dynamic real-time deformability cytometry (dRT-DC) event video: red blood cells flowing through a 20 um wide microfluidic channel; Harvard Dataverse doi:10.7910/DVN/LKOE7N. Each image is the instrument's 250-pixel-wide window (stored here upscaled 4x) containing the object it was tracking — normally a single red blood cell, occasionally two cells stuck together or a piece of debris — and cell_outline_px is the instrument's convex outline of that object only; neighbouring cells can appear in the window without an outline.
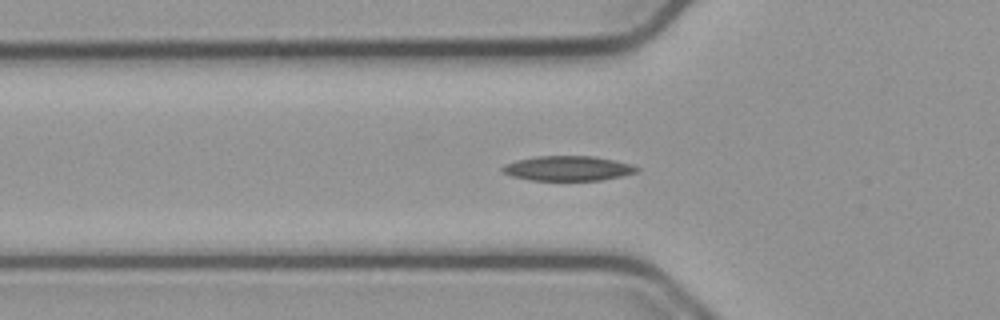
{"species": "common noctule bat (a hibernating species)", "species_latin": "Nyctalus noctula", "temperature_condition": "cold", "stored_images_in_passage": 49, "camera_frame_rate_fps": 3000, "um_per_image_px": 0.085, "animal": {"sex": "male", "body_mass_g": 23.1, "forearm_length_mm": 52.7}, "frame": {"image": 1, "passage_image": 17, "time_ms": 5.333, "image_size_px": [1000, 320], "cell_outline_px": [[640, 168], [636, 172], [620, 176], [600, 180], [532, 180], [512, 176], [504, 172], [500, 168], [504, 164], [516, 160], [536, 156], [592, 156], [632, 164]], "centroid_in_image_um": [48.24, 14.3], "position_along_channel_um": 77.6, "area_um2": 19.25}}
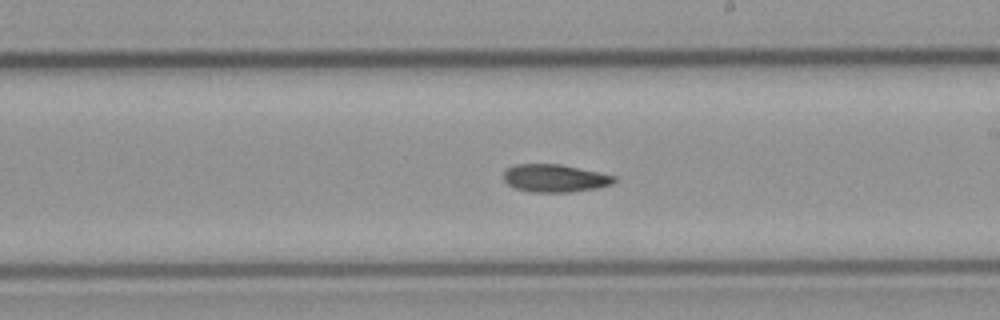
{"frame": {"image": 2, "passage_image": 30, "time_ms": 9.667, "image_size_px": [1000, 320], "cell_outline_px": [[616, 180], [612, 184], [596, 188], [572, 192], [528, 192], [516, 188], [508, 184], [504, 180], [504, 172], [508, 168], [516, 164], [560, 164], [616, 176]], "centroid_in_image_um": [47.16, 15.15], "position_along_channel_um": 241.8, "area_um2": 17.8}}
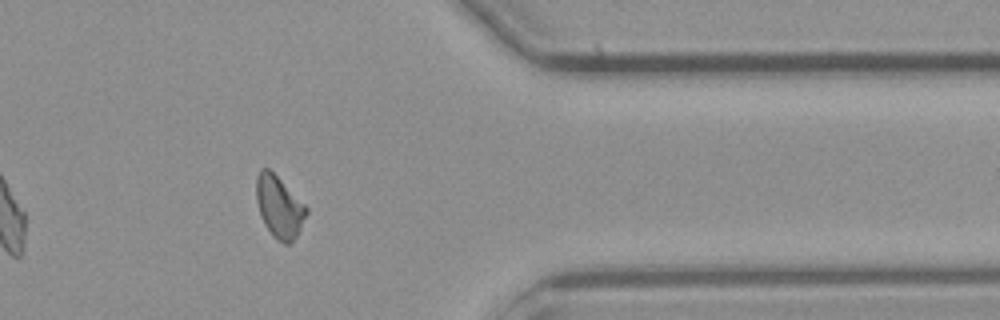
{"frame": {"image": 3, "passage_image": 43, "time_ms": 14.0, "image_size_px": [1000, 320], "cell_outline_px": [[308, 212], [296, 236], [288, 244], [284, 244], [276, 240], [272, 236], [264, 224], [260, 216], [256, 200], [256, 176], [260, 168], [268, 168], [308, 208]], "centroid_in_image_um": [23.7, 17.6], "position_along_channel_um": 387.7, "area_um2": 17.86}, "authors_computed_cell_mechanics": {"area_um2": 18.2648, "velocity_mm_per_s": 3.7591, "shape_relaxation_time_tau1_ms": 11.258, "shape_relaxation_time_tau2_ms": null, "deformation_change_tau1": 0.2186, "deformation_change_tau2": null}}